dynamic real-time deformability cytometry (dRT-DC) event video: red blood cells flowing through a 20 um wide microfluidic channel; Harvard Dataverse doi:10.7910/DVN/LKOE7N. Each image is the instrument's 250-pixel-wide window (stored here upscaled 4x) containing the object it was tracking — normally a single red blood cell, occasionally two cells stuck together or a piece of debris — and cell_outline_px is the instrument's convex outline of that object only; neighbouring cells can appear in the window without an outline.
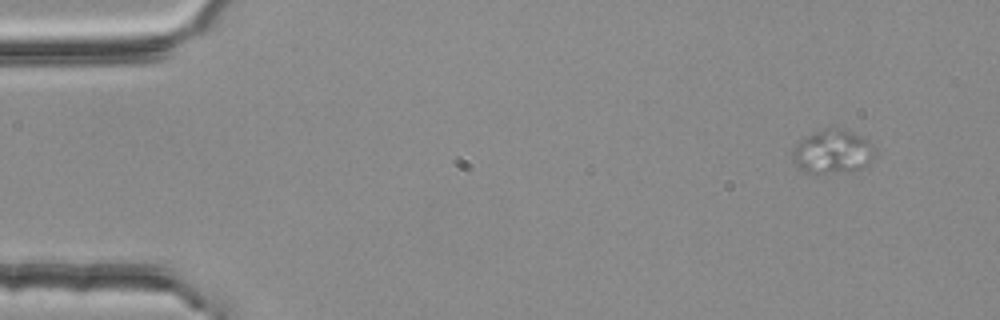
{"species": "common noctule bat (a hibernating species)", "species_latin": "Nyctalus noctula", "temperature_condition": "room temperature", "stored_images_in_passage": 3, "camera_frame_rate_fps": 3000, "um_per_image_px": 0.085, "animal": {"sex": "female", "body_mass_g": 25.1}, "frame": {"image": 1, "passage_image": 1, "time_ms": 0.0, "image_size_px": [1000, 320], "cell_outline_px": [[876, 152], [868, 164], [860, 168], [844, 172], [804, 172], [792, 160], [792, 152], [796, 144], [804, 136], [832, 124], [844, 128], [868, 140], [872, 144]], "centroid_in_image_um": [70.76, 12.83], "position_along_channel_um": 14.2, "area_um2": 21.27}}
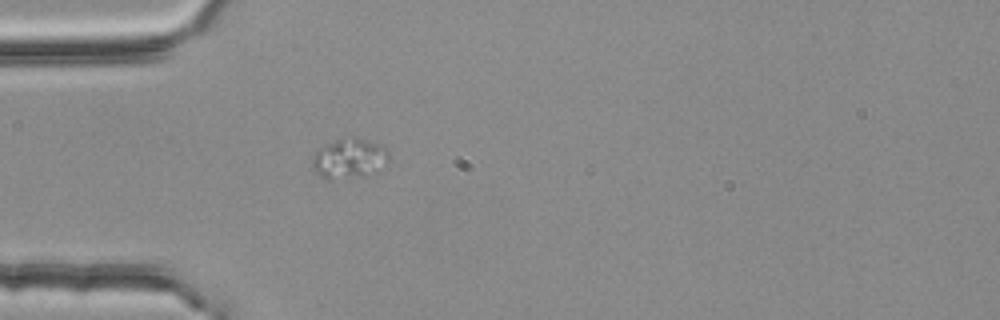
{"frame": {"image": 2, "passage_image": 3, "time_ms": 0.667, "image_size_px": [1000, 320], "cell_outline_px": [[388, 164], [364, 172], [328, 180], [320, 176], [316, 172], [312, 164], [312, 160], [316, 152], [320, 148], [336, 140], [352, 136], [376, 144], [384, 148], [388, 152]], "centroid_in_image_um": [29.62, 13.43], "position_along_channel_um": 55.4, "area_um2": 16.59}}